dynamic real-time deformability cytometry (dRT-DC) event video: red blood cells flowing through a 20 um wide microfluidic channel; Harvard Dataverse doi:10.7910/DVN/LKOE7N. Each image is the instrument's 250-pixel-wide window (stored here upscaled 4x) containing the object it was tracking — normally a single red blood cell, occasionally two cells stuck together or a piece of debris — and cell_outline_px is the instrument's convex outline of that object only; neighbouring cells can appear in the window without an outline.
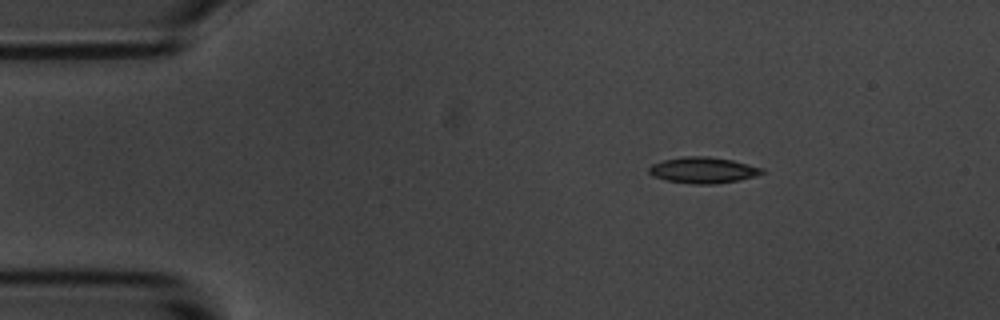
{"species": "common noctule bat (a hibernating species)", "species_latin": "Nyctalus noctula", "temperature_condition": "room temperature", "stored_images_in_passage": 3, "camera_frame_rate_fps": 3000, "um_per_image_px": 0.085, "animal": {"sex": "male", "body_mass_g": 20.1, "forearm_length_mm": 53.5}, "frame": {"image": 1, "passage_image": 1, "time_ms": 0.0, "image_size_px": [1000, 320], "cell_outline_px": [[764, 172], [756, 176], [740, 180], [712, 184], [692, 184], [664, 180], [652, 176], [648, 172], [648, 168], [652, 164], [664, 160], [684, 156], [704, 156], [732, 160], [764, 168]], "centroid_in_image_um": [59.74, 14.47], "position_along_channel_um": 25.3, "area_um2": 17.22}}